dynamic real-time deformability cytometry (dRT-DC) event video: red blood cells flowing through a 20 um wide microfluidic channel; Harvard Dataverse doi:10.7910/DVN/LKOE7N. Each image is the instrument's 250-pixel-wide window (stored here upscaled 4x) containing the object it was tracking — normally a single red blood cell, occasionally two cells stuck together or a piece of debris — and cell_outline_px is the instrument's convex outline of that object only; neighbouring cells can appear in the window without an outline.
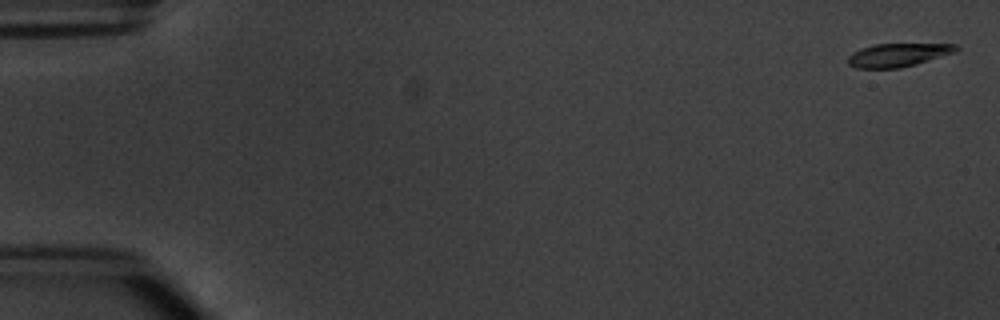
{"species": "common noctule bat (a hibernating species)", "species_latin": "Nyctalus noctula", "temperature_condition": "warm", "stored_images_in_passage": 5, "camera_frame_rate_fps": 3000, "um_per_image_px": 0.085, "animal": {"sex": "male", "body_mass_g": 20.1, "forearm_length_mm": 53.5}, "frame": {"image": 1, "passage_image": 1, "time_ms": 0.0, "image_size_px": [1000, 320], "cell_outline_px": [[960, 48], [956, 52], [916, 64], [900, 68], [856, 68], [848, 64], [848, 56], [852, 52], [860, 48], [876, 44], [956, 44]], "centroid_in_image_um": [76.32, 4.67], "position_along_channel_um": 8.7, "area_um2": 14.74}}
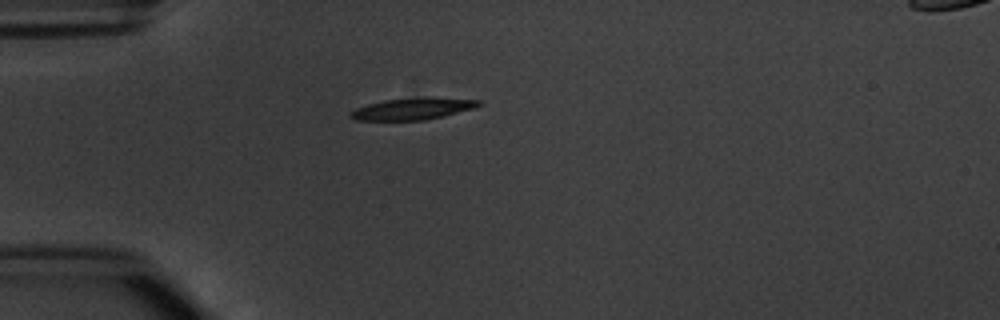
{"frame": {"image": 2, "passage_image": 4, "time_ms": 4.667, "image_size_px": [1000, 320], "cell_outline_px": [[484, 104], [476, 108], [444, 116], [424, 120], [356, 120], [348, 116], [356, 108], [368, 104], [384, 100], [428, 96], [436, 96], [484, 100]], "centroid_in_image_um": [35.22, 9.22], "position_along_channel_um": 49.8, "area_um2": 16.7}}